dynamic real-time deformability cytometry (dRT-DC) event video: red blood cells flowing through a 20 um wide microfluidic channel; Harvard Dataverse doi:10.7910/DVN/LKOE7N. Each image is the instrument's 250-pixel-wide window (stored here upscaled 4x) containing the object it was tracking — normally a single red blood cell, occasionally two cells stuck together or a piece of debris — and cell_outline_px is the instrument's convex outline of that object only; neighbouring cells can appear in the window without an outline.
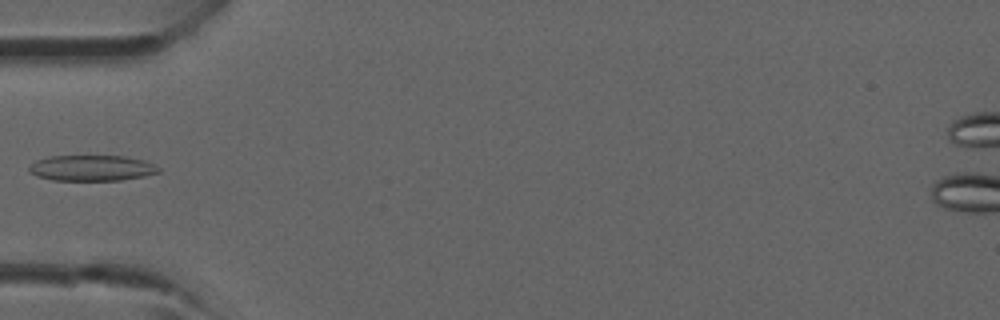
{"species": "common noctule bat (a hibernating species)", "species_latin": "Nyctalus noctula", "temperature_condition": "room temperature", "stored_images_in_passage": 5, "camera_frame_rate_fps": 3000, "um_per_image_px": 0.085, "animal": {"sex": "male", "forearm_length_mm": 52.5}, "frame": {"image": 1, "passage_image": 5, "time_ms": 4.333, "image_size_px": [1000, 320], "cell_outline_px": [[160, 172], [144, 176], [120, 180], [52, 180], [36, 176], [28, 172], [28, 168], [36, 160], [52, 156], [124, 156], [144, 160], [160, 168]], "centroid_in_image_um": [7.78, 14.28], "position_along_channel_um": 77.2, "area_um2": 19.36}}